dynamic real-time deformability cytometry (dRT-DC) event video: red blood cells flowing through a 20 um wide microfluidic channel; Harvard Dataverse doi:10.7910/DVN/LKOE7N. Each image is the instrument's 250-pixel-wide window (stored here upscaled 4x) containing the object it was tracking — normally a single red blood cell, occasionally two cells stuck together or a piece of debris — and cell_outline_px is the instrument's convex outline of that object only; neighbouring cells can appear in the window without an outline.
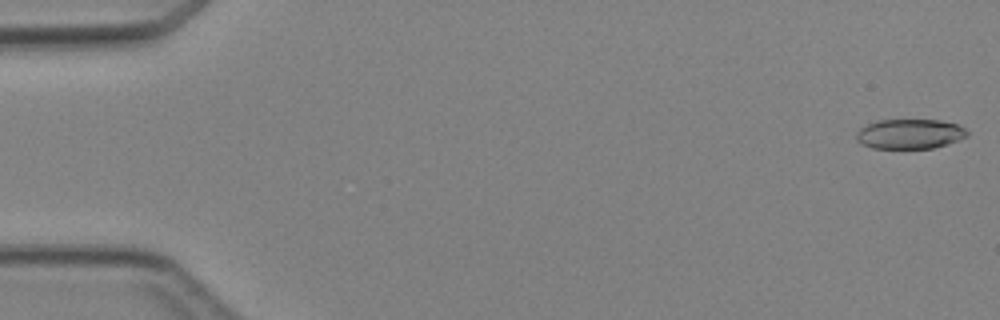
{"species": "Egyptian fruit bat (a non-hibernating species)", "species_latin": "Rousettus aegyptiacus", "temperature_condition": "cold", "stored_images_in_passage": 6, "camera_frame_rate_fps": 3000, "um_per_image_px": 0.085, "animal": {"sex": "female"}, "frame": {"image": 1, "passage_image": 1, "time_ms": 0.0, "image_size_px": [1000, 320], "cell_outline_px": [[968, 136], [948, 144], [932, 148], [872, 148], [860, 144], [856, 140], [856, 132], [860, 128], [876, 120], [940, 120], [956, 124], [964, 128], [968, 132]], "centroid_in_image_um": [77.31, 11.39], "position_along_channel_um": 7.7, "area_um2": 19.31}}
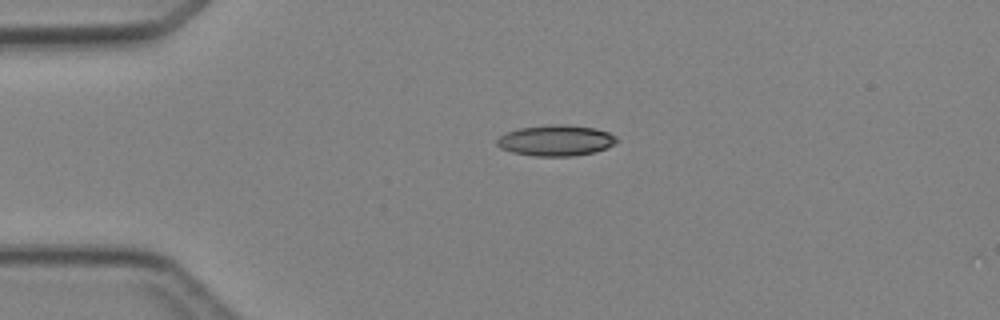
{"frame": {"image": 2, "passage_image": 4, "time_ms": 3.333, "image_size_px": [1000, 320], "cell_outline_px": [[620, 140], [596, 152], [572, 156], [532, 156], [512, 152], [500, 148], [496, 144], [496, 140], [500, 136], [508, 132], [520, 128], [548, 124], [564, 124], [596, 128], [608, 132], [616, 136]], "centroid_in_image_um": [47.25, 11.93], "position_along_channel_um": 37.8, "area_um2": 21.62}}
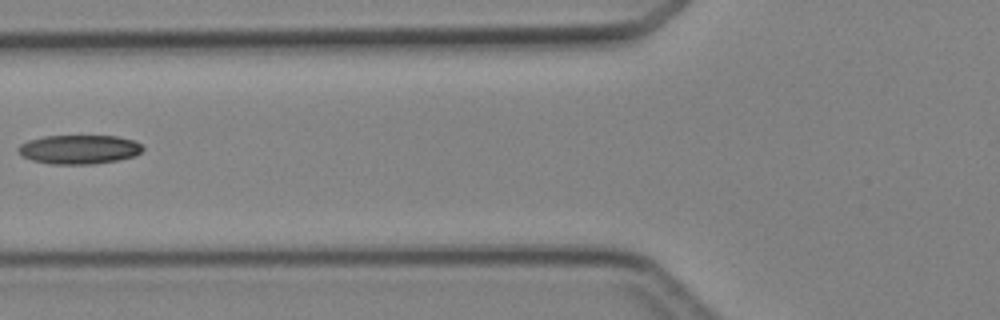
{"frame": {"image": 3, "passage_image": 6, "time_ms": 6.0, "image_size_px": [1000, 320], "cell_outline_px": [[144, 148], [136, 156], [116, 160], [92, 164], [52, 164], [32, 160], [24, 156], [16, 148], [20, 144], [28, 140], [44, 136], [116, 136], [132, 140], [140, 144]], "centroid_in_image_um": [6.72, 12.7], "position_along_channel_um": 119.1, "area_um2": 20.92}}